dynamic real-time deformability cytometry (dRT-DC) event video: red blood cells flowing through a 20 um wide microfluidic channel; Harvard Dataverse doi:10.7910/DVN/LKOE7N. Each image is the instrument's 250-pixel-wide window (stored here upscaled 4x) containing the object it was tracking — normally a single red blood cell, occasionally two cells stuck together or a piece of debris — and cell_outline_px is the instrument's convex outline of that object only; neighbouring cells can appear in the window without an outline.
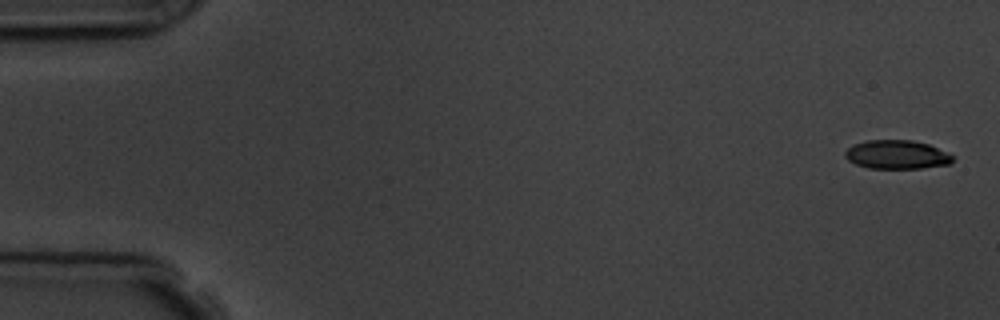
{"species": "common noctule bat (a hibernating species)", "species_latin": "Nyctalus noctula", "temperature_condition": "room temperature", "stored_images_in_passage": 5, "segment_of_instrument_passage": [2, 2], "camera_frame_rate_fps": 3000, "um_per_image_px": 0.085, "animal": {"sex": "male", "body_mass_g": 19.5, "forearm_length_mm": 54.6}, "frame": {"image": 1, "passage_image": 5, "time_ms": 4.667, "image_size_px": [1000, 320], "cell_outline_px": [[952, 160], [948, 164], [920, 168], [868, 168], [856, 164], [848, 160], [844, 156], [844, 152], [852, 144], [868, 140], [912, 140], [928, 144], [948, 152], [952, 156]], "centroid_in_image_um": [76.19, 13.13], "position_along_channel_um": 8.8, "area_um2": 17.98}}